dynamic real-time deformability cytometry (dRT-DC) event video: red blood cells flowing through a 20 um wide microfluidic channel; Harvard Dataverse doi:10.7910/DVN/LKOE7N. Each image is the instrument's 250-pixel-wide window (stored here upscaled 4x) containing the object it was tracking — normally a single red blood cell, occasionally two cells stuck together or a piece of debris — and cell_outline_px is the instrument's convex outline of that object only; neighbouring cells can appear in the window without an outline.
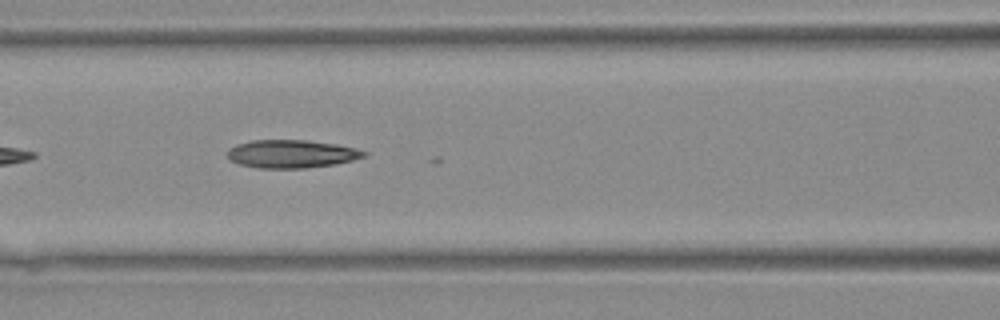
{"species": "Egyptian fruit bat (a non-hibernating species)", "species_latin": "Rousettus aegyptiacus", "temperature_condition": "warm", "stored_images_in_passage": 26, "camera_frame_rate_fps": 3000, "um_per_image_px": 0.085, "animal": {"sex": "female"}, "frame": {"image": 1, "passage_image": 19, "time_ms": 6.0, "image_size_px": [1000, 320], "cell_outline_px": [[368, 152], [364, 156], [352, 160], [332, 164], [304, 168], [256, 168], [240, 164], [228, 160], [228, 148], [236, 144], [252, 140], [304, 140], [336, 144]], "centroid_in_image_um": [24.7, 13.08], "position_along_channel_um": 141.9, "area_um2": 22.14}}
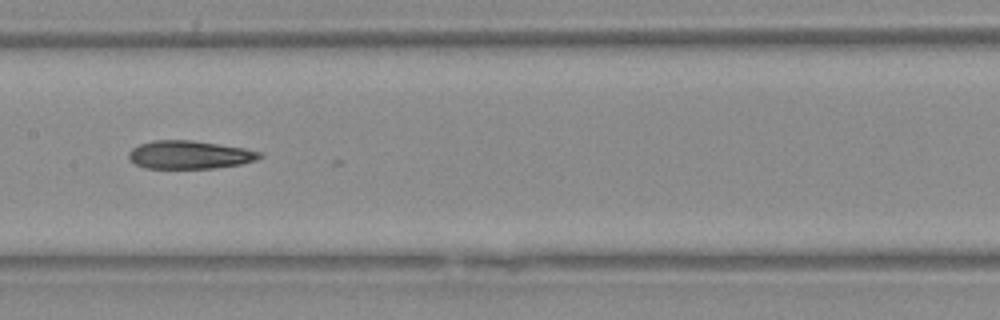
{"frame": {"image": 2, "passage_image": 22, "time_ms": 7.0, "image_size_px": [1000, 320], "cell_outline_px": [[264, 156], [256, 160], [240, 164], [212, 168], [144, 168], [128, 160], [128, 152], [132, 148], [140, 144], [152, 140], [192, 140], [244, 148], [264, 152]], "centroid_in_image_um": [16.11, 13.15], "position_along_channel_um": 191.3, "area_um2": 21.62}}